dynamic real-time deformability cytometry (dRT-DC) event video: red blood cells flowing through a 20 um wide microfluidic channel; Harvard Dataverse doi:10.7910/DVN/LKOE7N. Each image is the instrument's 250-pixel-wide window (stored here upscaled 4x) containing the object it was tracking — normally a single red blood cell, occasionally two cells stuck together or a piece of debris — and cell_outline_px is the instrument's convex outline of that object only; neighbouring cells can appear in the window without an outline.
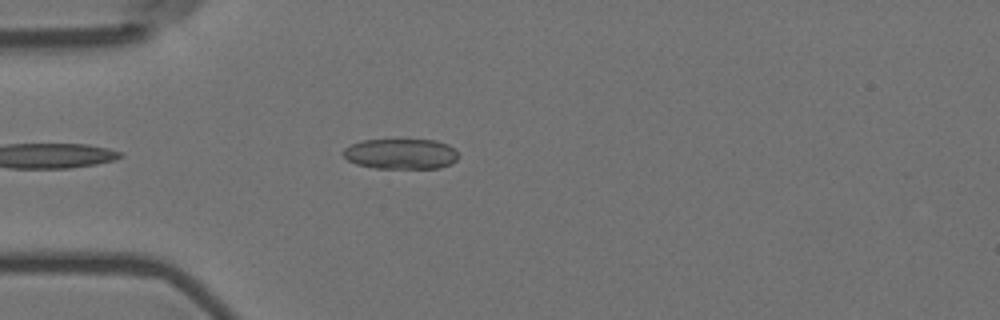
{"species": "Egyptian fruit bat (a non-hibernating species)", "species_latin": "Rousettus aegyptiacus", "temperature_condition": "room temperature", "stored_images_in_passage": 30, "camera_frame_rate_fps": 3000, "um_per_image_px": 0.085, "animal": {"sex": "female"}, "frame": {"image": 1, "passage_image": 5, "time_ms": 1.333, "image_size_px": [1000, 320], "cell_outline_px": [[460, 156], [452, 164], [440, 168], [376, 168], [356, 164], [348, 160], [340, 152], [344, 148], [352, 144], [364, 140], [436, 140], [448, 144]], "centroid_in_image_um": [34.08, 13.08], "position_along_channel_um": 50.9, "area_um2": 20.46}}